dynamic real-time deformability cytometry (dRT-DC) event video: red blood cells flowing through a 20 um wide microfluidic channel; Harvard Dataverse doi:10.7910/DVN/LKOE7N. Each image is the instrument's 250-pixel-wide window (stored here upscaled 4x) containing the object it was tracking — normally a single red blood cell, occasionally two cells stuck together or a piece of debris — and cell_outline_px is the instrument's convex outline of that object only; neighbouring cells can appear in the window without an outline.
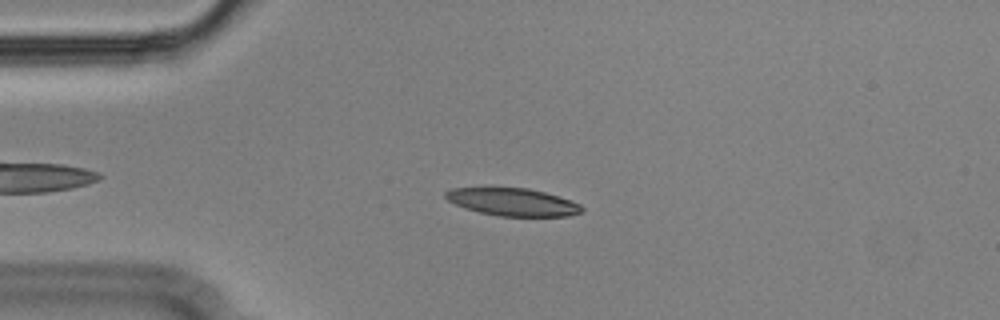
{"species": "Egyptian fruit bat (a non-hibernating species)", "species_latin": "Rousettus aegyptiacus", "temperature_condition": "cold", "stored_images_in_passage": 53, "camera_frame_rate_fps": 3000, "um_per_image_px": 0.085, "animal": {"sex": "male"}, "frame": {"image": 1, "passage_image": 10, "time_ms": 3.0, "image_size_px": [1000, 320], "cell_outline_px": [[584, 208], [580, 212], [568, 216], [500, 216], [480, 212], [464, 208], [448, 200], [444, 196], [444, 192], [452, 188], [528, 188], [544, 192], [572, 200], [580, 204]], "centroid_in_image_um": [43.59, 17.17], "position_along_channel_um": 41.4, "area_um2": 21.79}}
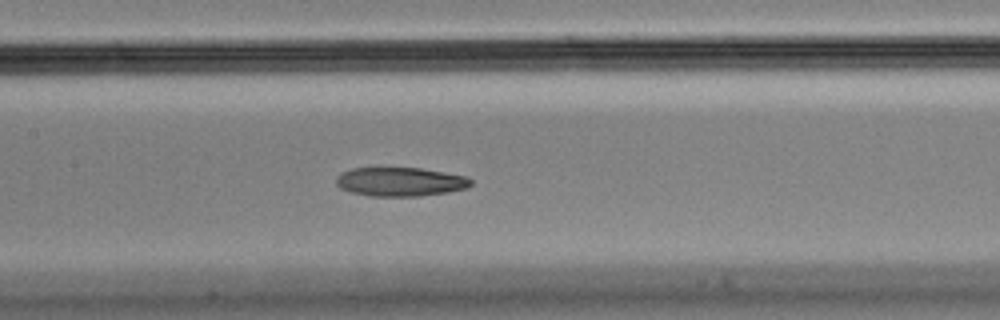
{"frame": {"image": 2, "passage_image": 23, "time_ms": 7.333, "image_size_px": [1000, 320], "cell_outline_px": [[472, 184], [468, 188], [448, 192], [420, 196], [372, 196], [352, 192], [340, 188], [336, 184], [336, 176], [340, 172], [352, 168], [376, 164], [380, 164], [420, 168], [468, 176], [472, 180]], "centroid_in_image_um": [33.97, 15.39], "position_along_channel_um": 173.4, "area_um2": 23.87}}
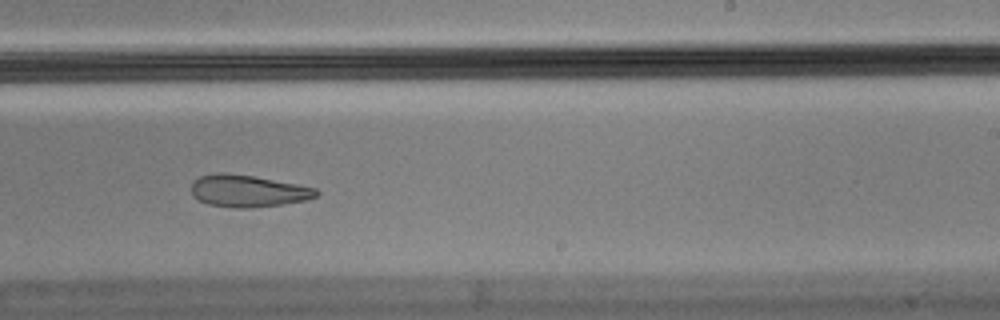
{"frame": {"image": 3, "passage_image": 31, "time_ms": 10.0, "image_size_px": [1000, 320], "cell_outline_px": [[320, 192], [316, 196], [304, 200], [280, 204], [252, 208], [236, 208], [208, 204], [192, 196], [192, 180], [200, 176], [216, 172], [224, 172], [252, 176], [296, 184], [316, 188]], "centroid_in_image_um": [21.03, 16.22], "position_along_channel_um": 268.0, "area_um2": 23.18}, "authors_computed_cell_mechanics": {"area_um2": 23.8136, "velocity_mm_per_s": 3.554, "shape_relaxation_time_tau1_ms": null, "shape_relaxation_time_tau2_ms": 4.3894, "deformation_change_tau1": null, "deformation_change_tau2": 0.1222}}